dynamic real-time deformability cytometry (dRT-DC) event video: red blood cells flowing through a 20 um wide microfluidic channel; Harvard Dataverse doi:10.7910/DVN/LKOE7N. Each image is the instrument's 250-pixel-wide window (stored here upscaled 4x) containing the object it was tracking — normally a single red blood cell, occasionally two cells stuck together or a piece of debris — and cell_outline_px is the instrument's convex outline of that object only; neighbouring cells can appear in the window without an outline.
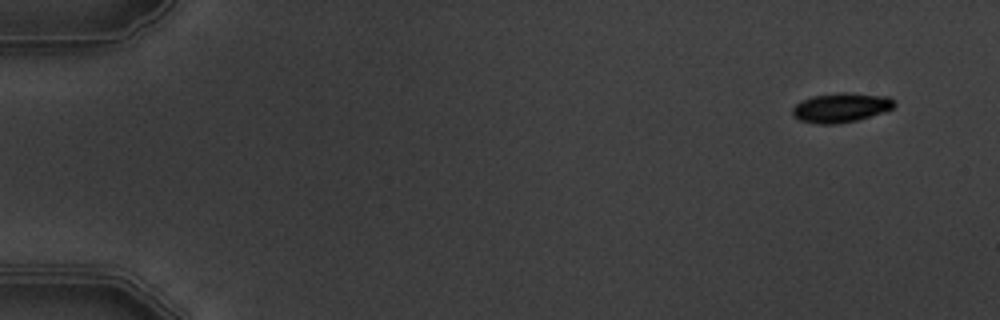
{"species": "common noctule bat (a hibernating species)", "species_latin": "Nyctalus noctula", "temperature_condition": "warm", "stored_images_in_passage": 6, "camera_frame_rate_fps": 3000, "um_per_image_px": 0.085, "animal": {"sex": "male", "body_mass_g": 19.5, "forearm_length_mm": 54.6}, "frame": {"image": 1, "passage_image": 2, "time_ms": 1.0, "image_size_px": [1000, 320], "cell_outline_px": [[896, 104], [892, 108], [884, 112], [856, 120], [836, 124], [816, 124], [800, 120], [792, 116], [792, 108], [800, 100], [812, 96], [840, 92], [844, 92], [888, 96]], "centroid_in_image_um": [71.44, 9.14], "position_along_channel_um": 13.6, "area_um2": 17.51}}
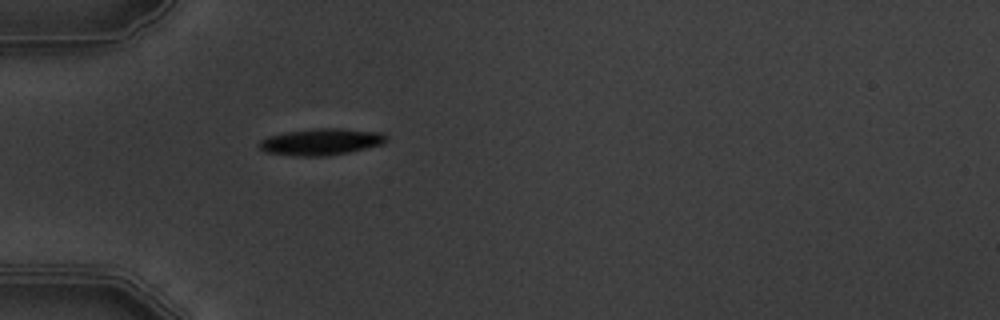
{"frame": {"image": 2, "passage_image": 6, "time_ms": 5.667, "image_size_px": [1000, 320], "cell_outline_px": [[388, 140], [380, 144], [348, 152], [328, 156], [296, 156], [264, 152], [260, 148], [260, 140], [268, 136], [284, 132], [316, 128], [340, 128], [380, 132], [388, 136]], "centroid_in_image_um": [27.27, 12.05], "position_along_channel_um": 57.7, "area_um2": 19.65}}